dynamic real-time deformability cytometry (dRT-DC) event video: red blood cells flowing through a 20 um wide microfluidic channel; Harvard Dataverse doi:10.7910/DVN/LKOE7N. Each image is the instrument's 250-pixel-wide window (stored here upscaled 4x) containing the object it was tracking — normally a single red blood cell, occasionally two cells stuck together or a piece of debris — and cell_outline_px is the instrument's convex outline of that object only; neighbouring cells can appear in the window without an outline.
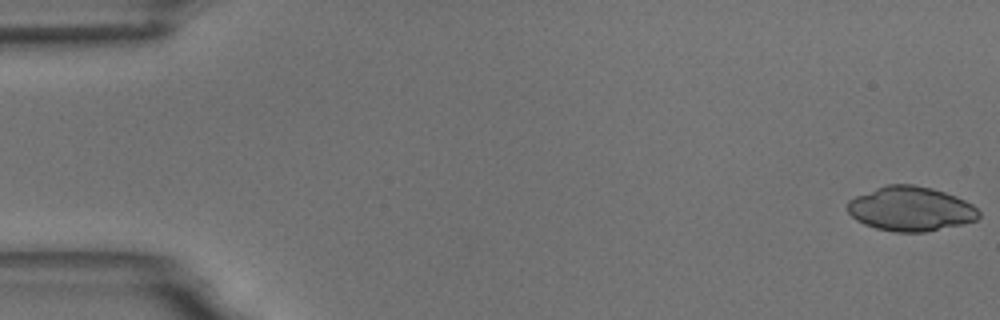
{"species": "common noctule bat (a hibernating species)", "species_latin": "Nyctalus noctula", "temperature_condition": "room temperature", "stored_images_in_passage": 55, "camera_frame_rate_fps": 3000, "um_per_image_px": 0.085, "animal": {"sex": "male", "body_mass_g": 18.8}, "frame": {"image": 1, "passage_image": 1, "time_ms": 0.0, "image_size_px": [1000, 320], "cell_outline_px": [[980, 216], [976, 220], [960, 224], [924, 232], [896, 232], [876, 228], [864, 224], [856, 220], [848, 212], [848, 200], [856, 196], [876, 188], [888, 184], [912, 184], [932, 188], [956, 196], [972, 204], [980, 212]], "centroid_in_image_um": [77.4, 17.75], "position_along_channel_um": 7.6, "area_um2": 33.81}}